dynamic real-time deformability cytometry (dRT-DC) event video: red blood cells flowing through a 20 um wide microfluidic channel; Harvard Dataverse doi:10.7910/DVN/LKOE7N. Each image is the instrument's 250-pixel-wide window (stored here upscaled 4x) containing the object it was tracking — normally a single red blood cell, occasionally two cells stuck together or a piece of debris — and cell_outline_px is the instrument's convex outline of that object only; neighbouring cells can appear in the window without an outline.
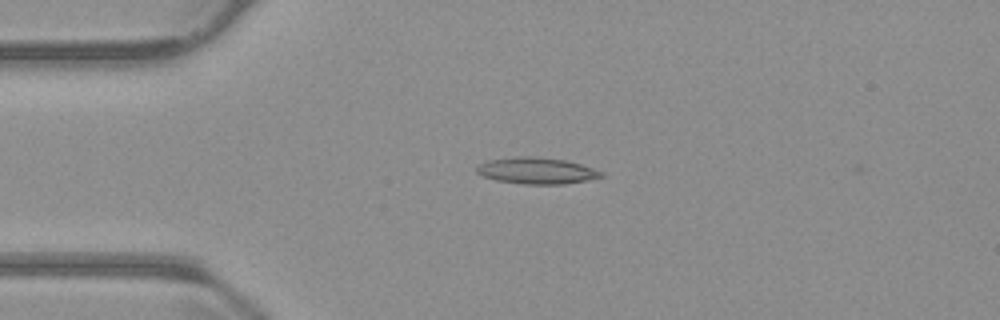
{"species": "common noctule bat (a hibernating species)", "species_latin": "Nyctalus noctula", "temperature_condition": "warm", "stored_images_in_passage": 2, "camera_frame_rate_fps": 3000, "um_per_image_px": 0.085, "animal": {"sex": "male", "body_mass_g": 23.1, "forearm_length_mm": 52.7}, "frame": {"image": 1, "passage_image": 1, "time_ms": 0.0, "image_size_px": [1000, 320], "cell_outline_px": [[604, 176], [588, 180], [564, 184], [524, 184], [496, 180], [484, 176], [476, 172], [476, 164], [488, 160], [516, 156], [532, 156], [564, 160], [580, 164], [604, 172]], "centroid_in_image_um": [45.59, 14.51], "position_along_channel_um": 39.4, "area_um2": 19.19}}